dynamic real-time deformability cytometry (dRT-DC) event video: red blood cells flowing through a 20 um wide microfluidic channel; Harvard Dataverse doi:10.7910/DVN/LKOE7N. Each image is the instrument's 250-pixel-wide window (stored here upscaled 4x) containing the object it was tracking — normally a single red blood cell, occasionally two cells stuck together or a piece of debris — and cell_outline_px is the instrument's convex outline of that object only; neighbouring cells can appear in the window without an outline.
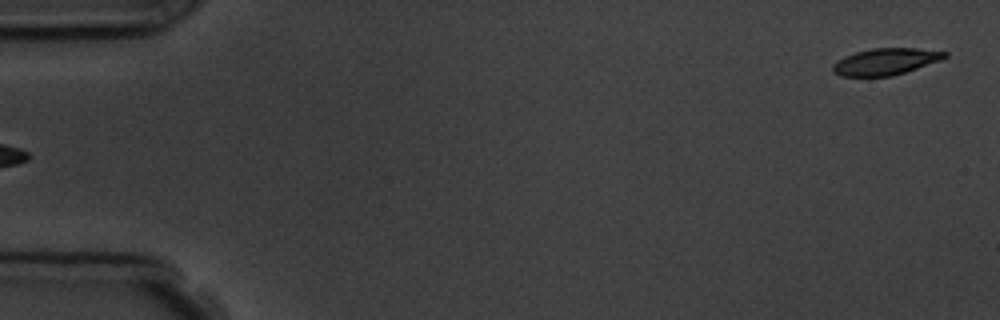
{"species": "common noctule bat (a hibernating species)", "species_latin": "Nyctalus noctula", "temperature_condition": "room temperature", "stored_images_in_passage": 6, "segment_of_instrument_passage": [2, 2], "camera_frame_rate_fps": 3000, "um_per_image_px": 0.085, "animal": {"sex": "male", "body_mass_g": 19.5, "forearm_length_mm": 54.6}, "frame": {"image": 1, "passage_image": 6, "time_ms": 5.667, "image_size_px": [1000, 320], "cell_outline_px": [[948, 56], [940, 60], [892, 76], [840, 76], [832, 72], [832, 64], [836, 60], [844, 56], [856, 52], [872, 48], [916, 48], [948, 52]], "centroid_in_image_um": [75.23, 5.23], "position_along_channel_um": 9.8, "area_um2": 17.34}}